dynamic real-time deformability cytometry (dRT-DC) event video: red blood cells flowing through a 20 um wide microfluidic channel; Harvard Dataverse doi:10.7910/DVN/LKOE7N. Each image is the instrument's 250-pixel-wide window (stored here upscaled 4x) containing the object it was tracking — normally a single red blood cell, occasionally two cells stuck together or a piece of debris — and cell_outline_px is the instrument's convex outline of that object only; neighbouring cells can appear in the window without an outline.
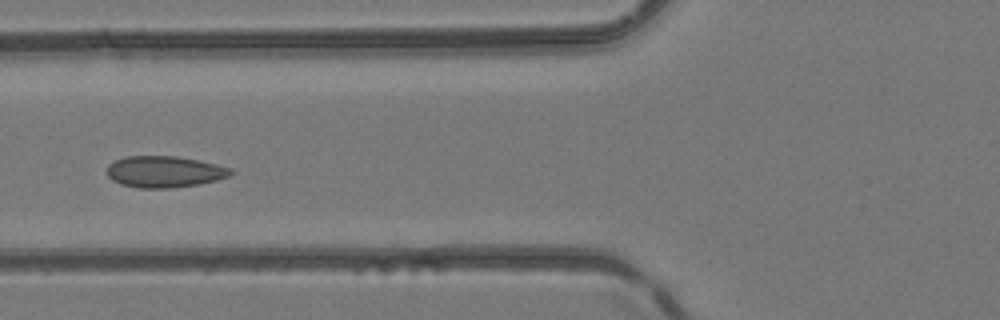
{"species": "common noctule bat (a hibernating species)", "species_latin": "Nyctalus noctula", "temperature_condition": "room temperature", "stored_images_in_passage": 7, "camera_frame_rate_fps": 3000, "um_per_image_px": 0.085, "animal": {"sex": "female", "body_mass_g": 24.6, "forearm_length_mm": 56.2}, "frame": {"image": 1, "passage_image": 7, "time_ms": 2.0, "image_size_px": [1000, 320], "cell_outline_px": [[236, 172], [228, 176], [216, 180], [200, 184], [172, 188], [140, 188], [120, 184], [112, 180], [108, 176], [108, 164], [124, 156], [176, 156], [216, 164], [232, 168]], "centroid_in_image_um": [13.99, 14.6], "position_along_channel_um": 111.8, "area_um2": 22.72}}